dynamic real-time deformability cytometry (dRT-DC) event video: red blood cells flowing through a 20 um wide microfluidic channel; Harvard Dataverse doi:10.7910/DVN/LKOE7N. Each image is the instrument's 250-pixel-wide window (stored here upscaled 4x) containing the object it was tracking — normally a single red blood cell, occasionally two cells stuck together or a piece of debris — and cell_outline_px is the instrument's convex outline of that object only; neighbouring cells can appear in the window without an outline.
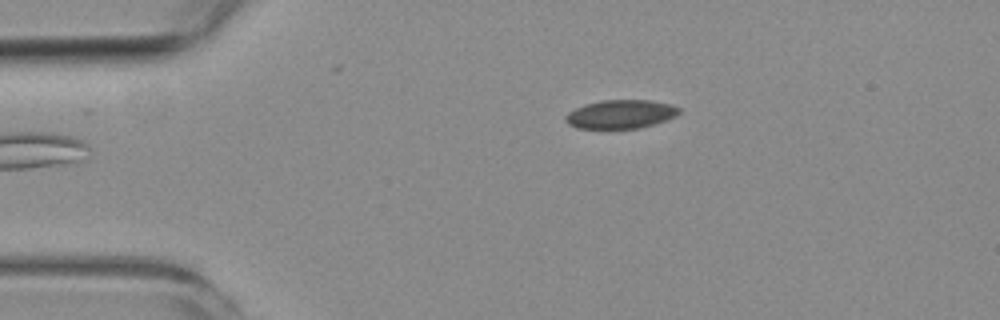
{"species": "common noctule bat (a hibernating species)", "species_latin": "Nyctalus noctula", "temperature_condition": "room temperature", "stored_images_in_passage": 3, "camera_frame_rate_fps": 3000, "um_per_image_px": 0.085, "animal": {"sex": "female", "body_mass_g": 19.3, "forearm_length_mm": 54.1}, "frame": {"image": 1, "passage_image": 3, "time_ms": 2.667, "image_size_px": [1000, 320], "cell_outline_px": [[680, 112], [676, 116], [640, 128], [576, 128], [568, 124], [564, 120], [564, 116], [568, 112], [584, 104], [600, 100], [652, 100], [672, 104], [680, 108]], "centroid_in_image_um": [52.74, 9.69], "position_along_channel_um": 32.3, "area_um2": 19.02}}